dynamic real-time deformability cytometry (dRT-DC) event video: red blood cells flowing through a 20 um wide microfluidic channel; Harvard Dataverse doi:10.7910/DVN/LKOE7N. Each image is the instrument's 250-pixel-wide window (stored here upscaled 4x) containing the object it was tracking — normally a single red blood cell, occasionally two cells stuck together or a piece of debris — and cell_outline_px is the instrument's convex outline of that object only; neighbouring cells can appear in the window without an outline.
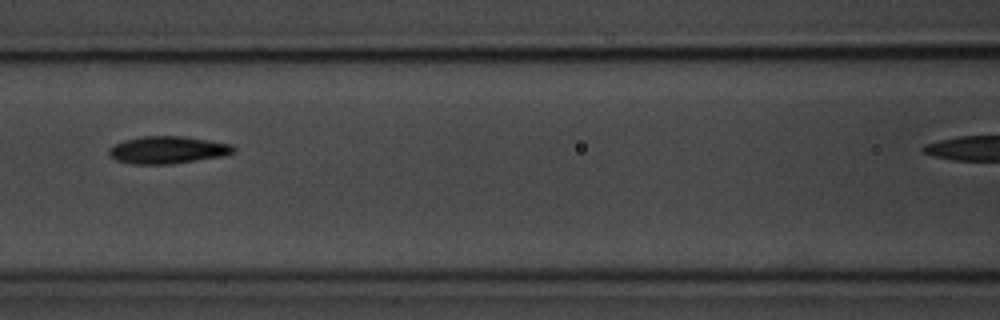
{"species": "common noctule bat (a hibernating species)", "species_latin": "Nyctalus noctula", "temperature_condition": "room temperature", "stored_images_in_passage": 6, "camera_frame_rate_fps": 3000, "um_per_image_px": 0.085, "animal": {"sex": "male", "body_mass_g": 20.1, "forearm_length_mm": 53.5}, "frame": {"image": 1, "passage_image": 3, "time_ms": 2.333, "image_size_px": [1000, 320], "cell_outline_px": [[236, 152], [224, 156], [168, 164], [132, 164], [116, 160], [108, 156], [108, 148], [124, 140], [144, 136], [184, 136], [232, 144], [236, 148]], "centroid_in_image_um": [14.25, 12.74], "position_along_channel_um": 152.3, "area_um2": 19.94}}
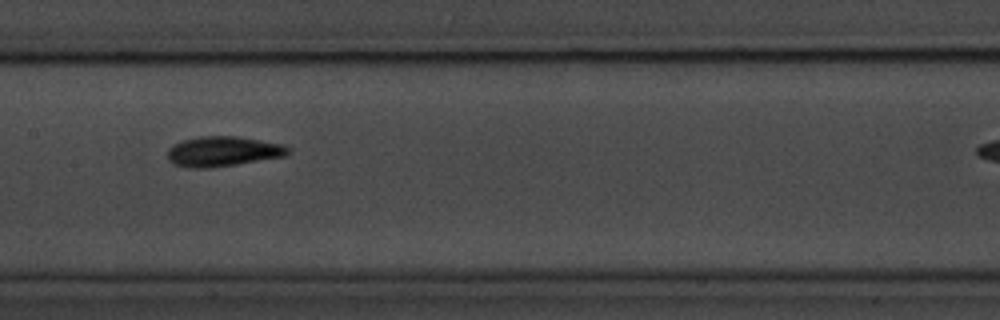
{"frame": {"image": 2, "passage_image": 4, "time_ms": 3.333, "image_size_px": [1000, 320], "cell_outline_px": [[288, 152], [284, 156], [236, 164], [208, 168], [188, 168], [176, 164], [168, 160], [168, 148], [172, 144], [184, 140], [200, 136], [236, 136], [284, 144], [288, 148]], "centroid_in_image_um": [18.91, 12.86], "position_along_channel_um": 188.5, "area_um2": 20.92}}